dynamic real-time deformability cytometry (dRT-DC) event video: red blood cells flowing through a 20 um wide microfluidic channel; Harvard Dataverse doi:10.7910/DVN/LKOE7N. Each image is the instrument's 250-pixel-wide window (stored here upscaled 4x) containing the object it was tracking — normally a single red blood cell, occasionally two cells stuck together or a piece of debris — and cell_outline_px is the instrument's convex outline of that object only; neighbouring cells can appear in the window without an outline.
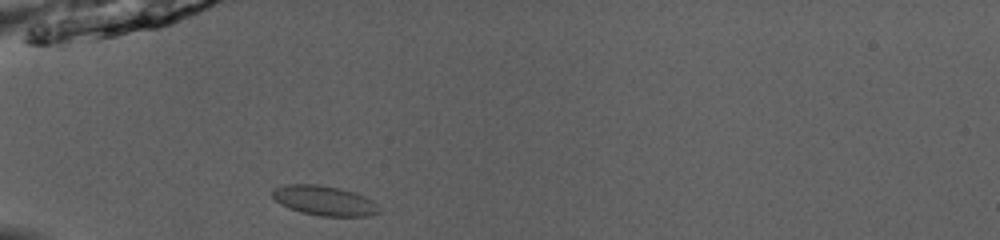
{"species": "common noctule bat (a hibernating species)", "species_latin": "Nyctalus noctula", "temperature_condition": "room temperature", "stored_images_in_passage": 35, "camera_frame_rate_fps": 3000, "um_per_image_px": 0.085, "animal": {"sex": "male", "body_mass_g": 13.0, "forearm_length_mm": 53.1}, "frame": {"image": 1, "passage_image": 1, "time_ms": 0.0, "image_size_px": [1000, 240], "cell_outline_px": [[384, 212], [364, 216], [320, 216], [300, 212], [288, 208], [280, 204], [272, 196], [272, 188], [284, 184], [316, 184], [340, 188], [364, 196], [372, 200]], "centroid_in_image_um": [27.55, 17.05], "position_along_channel_um": 57.5, "area_um2": 18.67}}
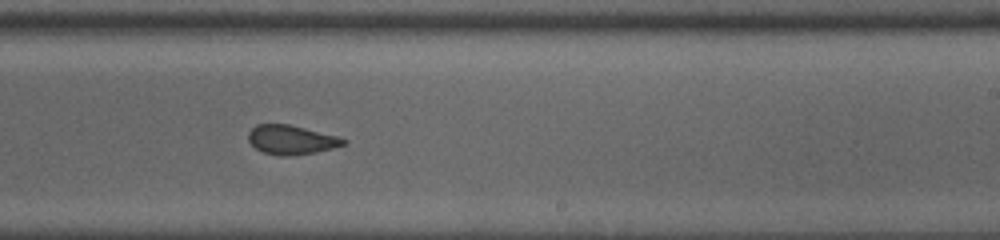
{"frame": {"image": 2, "passage_image": 17, "time_ms": 5.333, "image_size_px": [1000, 240], "cell_outline_px": [[348, 144], [316, 152], [288, 156], [280, 156], [264, 152], [256, 148], [248, 140], [248, 132], [256, 124], [288, 124], [336, 136], [348, 140]], "centroid_in_image_um": [24.76, 11.88], "position_along_channel_um": 264.2, "area_um2": 16.07}}
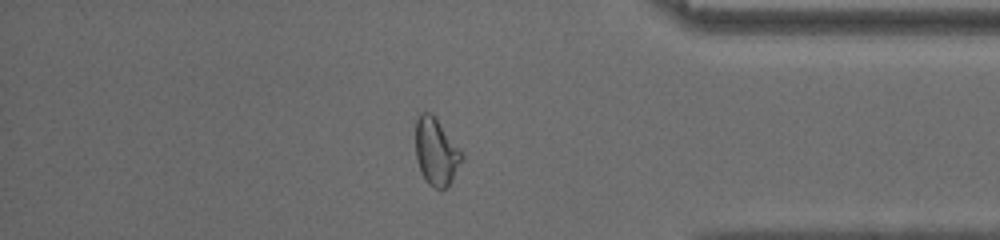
{"frame": {"image": 3, "passage_image": 28, "time_ms": 9.0, "image_size_px": [1000, 240], "cell_outline_px": [[464, 156], [452, 180], [444, 188], [436, 188], [428, 184], [420, 172], [416, 156], [416, 116], [420, 112], [428, 112], [436, 116], [464, 152]], "centroid_in_image_um": [37.08, 12.84], "position_along_channel_um": 398.1, "area_um2": 18.38}, "authors_computed_cell_mechanics": {"area_um2": 17.34, "velocity_mm_per_s": 4.0732, "shape_relaxation_time_tau1_ms": 4.9264, "shape_relaxation_time_tau2_ms": null, "deformation_change_tau1": 0.1151, "deformation_change_tau2": null}}